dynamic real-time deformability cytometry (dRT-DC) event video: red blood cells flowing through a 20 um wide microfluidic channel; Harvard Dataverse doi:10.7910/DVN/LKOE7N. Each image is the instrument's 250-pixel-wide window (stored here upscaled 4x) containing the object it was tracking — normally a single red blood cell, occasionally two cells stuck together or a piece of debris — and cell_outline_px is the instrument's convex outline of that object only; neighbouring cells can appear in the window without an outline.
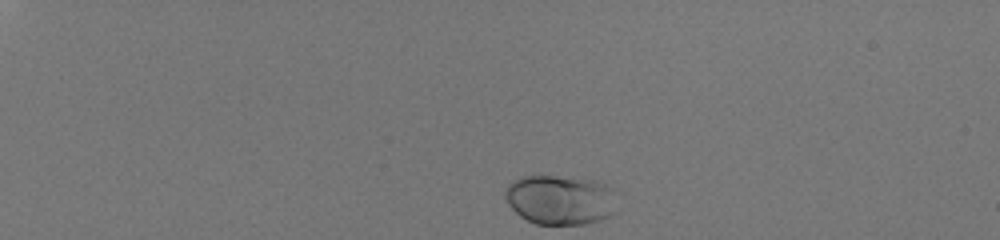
{"species": "human", "species_latin": "Homo sapiens", "temperature_condition": "room temperature", "stored_images_in_passage": 38, "camera_frame_rate_fps": 3000, "um_per_image_px": 0.085, "donor": {"sex": "male"}, "frame": {"image": 1, "passage_image": 1, "time_ms": 0.0, "image_size_px": [1000, 240], "cell_outline_px": [[620, 208], [616, 212], [600, 220], [584, 224], [536, 224], [520, 216], [508, 204], [504, 196], [504, 192], [508, 184], [512, 180], [520, 176], [552, 176], [592, 180], [604, 184]], "centroid_in_image_um": [47.58, 16.99], "position_along_channel_um": 37.4, "area_um2": 32.25}}
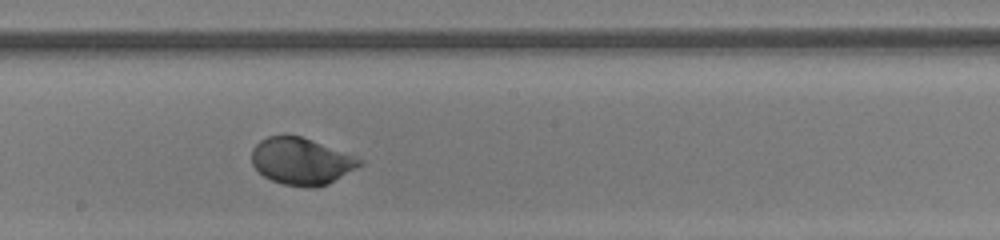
{"frame": {"image": 2, "passage_image": 23, "time_ms": 7.333, "image_size_px": [1000, 240], "cell_outline_px": [[364, 164], [328, 184], [316, 188], [304, 188], [284, 184], [272, 180], [264, 176], [252, 164], [252, 148], [260, 140], [268, 136], [284, 132], [300, 136], [356, 156], [364, 160]], "centroid_in_image_um": [25.61, 13.69], "position_along_channel_um": 222.6, "area_um2": 29.88}}
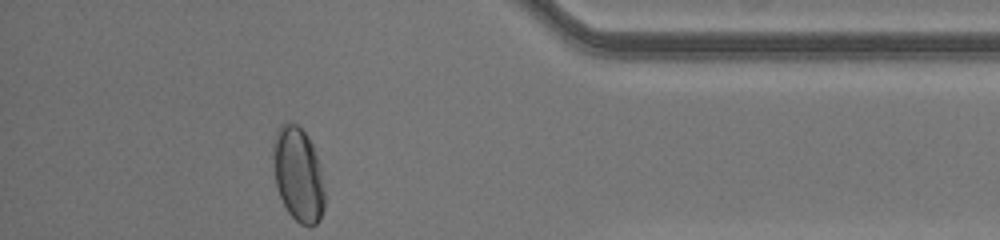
{"frame": {"image": 3, "passage_image": 38, "time_ms": 12.333, "image_size_px": [1000, 240], "cell_outline_px": [[324, 208], [316, 224], [300, 224], [288, 212], [280, 196], [276, 184], [272, 164], [272, 144], [276, 132], [280, 124], [288, 120], [296, 124], [308, 136], [312, 144], [320, 164], [324, 188]], "centroid_in_image_um": [25.32, 14.76], "position_along_channel_um": 409.9, "area_um2": 28.5}, "authors_computed_cell_mechanics": {"area_um2": 29.5936, "velocity_mm_per_s": 4.0916, "shape_relaxation_time_tau1_ms": 2.3607, "shape_relaxation_time_tau2_ms": null, "deformation_change_tau1": 0.1419, "deformation_change_tau2": null}}